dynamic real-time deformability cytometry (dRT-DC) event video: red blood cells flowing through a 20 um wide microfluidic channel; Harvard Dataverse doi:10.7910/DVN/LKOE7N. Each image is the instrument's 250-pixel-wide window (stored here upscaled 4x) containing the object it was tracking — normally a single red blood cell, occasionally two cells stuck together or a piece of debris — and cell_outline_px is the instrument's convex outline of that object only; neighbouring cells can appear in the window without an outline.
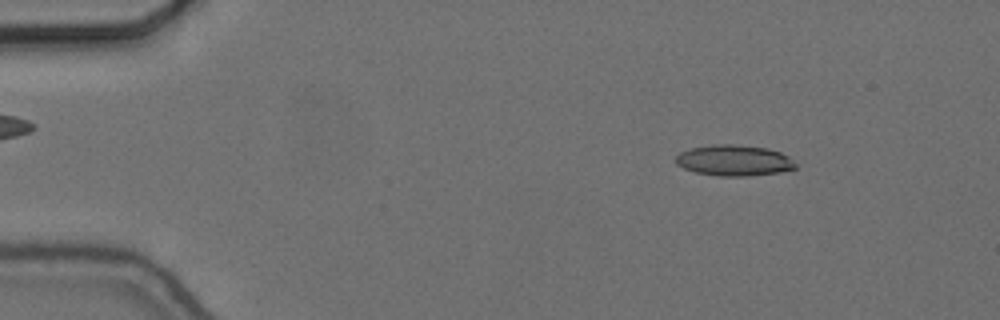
{"species": "common noctule bat (a hibernating species)", "species_latin": "Nyctalus noctula", "temperature_condition": "cold", "stored_images_in_passage": 55, "camera_frame_rate_fps": 3000, "um_per_image_px": 0.085, "animal": {"sex": "female", "body_mass_g": 24.6, "forearm_length_mm": 56.2}, "frame": {"image": 1, "passage_image": 7, "time_ms": 2.0, "image_size_px": [1000, 320], "cell_outline_px": [[796, 168], [780, 172], [748, 176], [720, 176], [696, 172], [684, 168], [676, 164], [676, 156], [680, 152], [692, 148], [712, 144], [736, 144], [768, 148], [780, 152], [788, 156], [796, 164]], "centroid_in_image_um": [62.4, 13.63], "position_along_channel_um": 22.6, "area_um2": 21.56}}
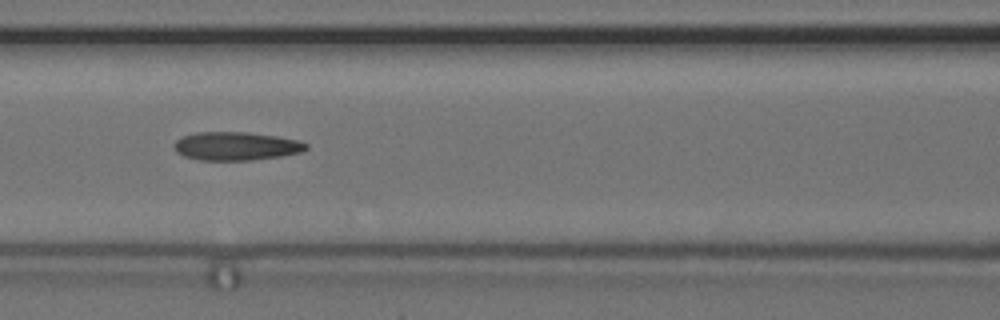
{"frame": {"image": 2, "passage_image": 24, "time_ms": 7.667, "image_size_px": [1000, 320], "cell_outline_px": [[308, 148], [304, 152], [280, 156], [252, 160], [200, 160], [184, 156], [176, 152], [176, 140], [184, 136], [196, 132], [248, 132], [276, 136], [300, 140], [308, 144]], "centroid_in_image_um": [20.13, 12.42], "position_along_channel_um": 146.5, "area_um2": 21.85}}
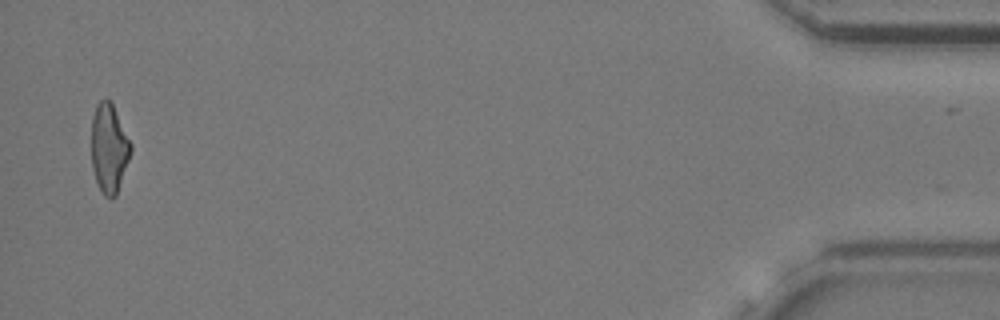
{"frame": {"image": 3, "passage_image": 54, "time_ms": 17.667, "image_size_px": [1000, 320], "cell_outline_px": [[132, 152], [116, 196], [112, 200], [104, 196], [96, 180], [92, 168], [92, 116], [96, 104], [104, 96], [112, 100], [132, 144]], "centroid_in_image_um": [9.29, 12.55], "position_along_channel_um": 425.9, "area_um2": 20.92}, "authors_computed_cell_mechanics": {"area_um2": 21.2126, "velocity_mm_per_s": 3.6813, "shape_relaxation_time_tau1_ms": null, "shape_relaxation_time_tau2_ms": 5.1303, "deformation_change_tau1": null, "deformation_change_tau2": 0.1611}}